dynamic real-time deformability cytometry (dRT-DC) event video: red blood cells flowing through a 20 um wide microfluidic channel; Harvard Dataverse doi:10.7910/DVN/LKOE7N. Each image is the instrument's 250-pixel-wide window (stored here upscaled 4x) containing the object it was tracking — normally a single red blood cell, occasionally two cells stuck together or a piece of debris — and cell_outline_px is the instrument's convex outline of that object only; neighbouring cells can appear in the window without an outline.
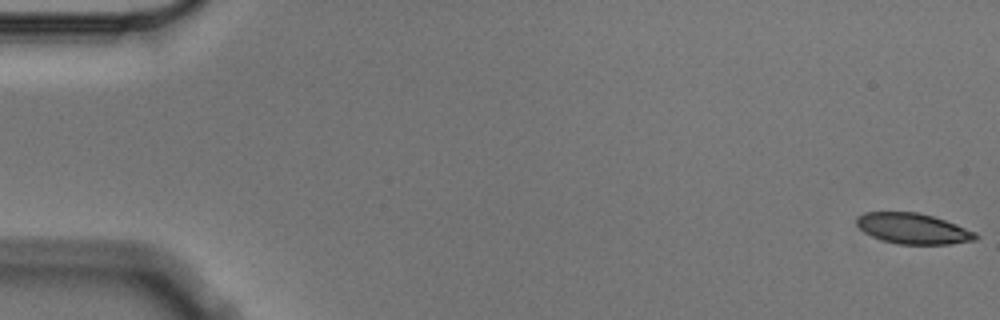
{"species": "Egyptian fruit bat (a non-hibernating species)", "species_latin": "Rousettus aegyptiacus", "temperature_condition": "cold", "stored_images_in_passage": 6, "camera_frame_rate_fps": 3000, "um_per_image_px": 0.085, "animal": {"sex": "male"}, "frame": {"image": 1, "passage_image": 1, "time_ms": 0.0, "image_size_px": [1000, 320], "cell_outline_px": [[980, 236], [976, 240], [948, 244], [900, 244], [880, 240], [864, 232], [856, 224], [856, 220], [864, 212], [916, 212], [932, 216], [956, 224], [976, 232]], "centroid_in_image_um": [77.62, 19.43], "position_along_channel_um": 7.4, "area_um2": 21.15}}
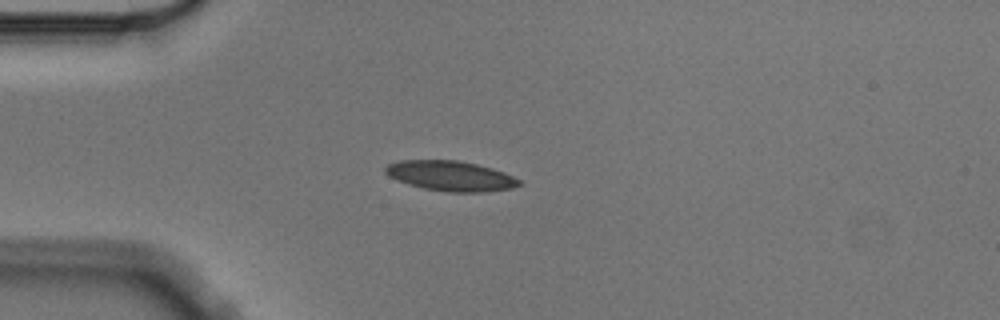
{"frame": {"image": 2, "passage_image": 5, "time_ms": 1.333, "image_size_px": [1000, 320], "cell_outline_px": [[524, 184], [512, 188], [484, 192], [448, 192], [424, 188], [408, 184], [396, 180], [388, 176], [384, 172], [384, 168], [388, 164], [400, 160], [456, 160], [476, 164], [492, 168], [504, 172], [520, 180]], "centroid_in_image_um": [38.3, 14.95], "position_along_channel_um": 46.7, "area_um2": 23.52}}
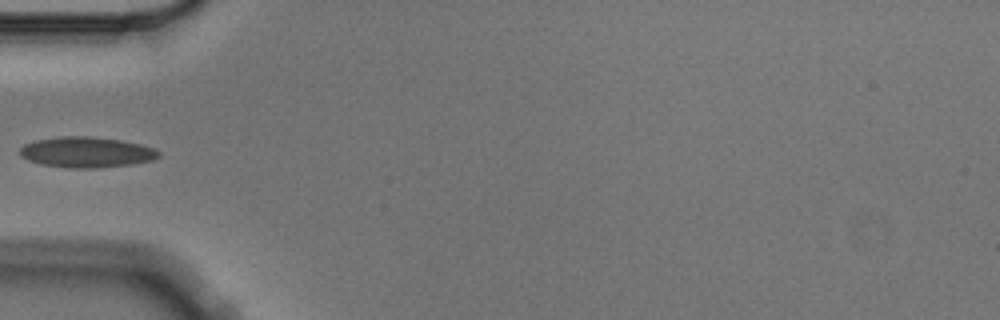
{"frame": {"image": 3, "passage_image": 6, "time_ms": 1.667, "image_size_px": [1000, 320], "cell_outline_px": [[160, 156], [152, 160], [132, 164], [100, 168], [68, 168], [40, 164], [28, 160], [20, 156], [20, 148], [24, 144], [36, 140], [60, 136], [88, 136], [120, 140], [140, 144], [156, 148], [160, 152]], "centroid_in_image_um": [7.35, 12.94], "position_along_channel_um": 77.6, "area_um2": 24.91}}